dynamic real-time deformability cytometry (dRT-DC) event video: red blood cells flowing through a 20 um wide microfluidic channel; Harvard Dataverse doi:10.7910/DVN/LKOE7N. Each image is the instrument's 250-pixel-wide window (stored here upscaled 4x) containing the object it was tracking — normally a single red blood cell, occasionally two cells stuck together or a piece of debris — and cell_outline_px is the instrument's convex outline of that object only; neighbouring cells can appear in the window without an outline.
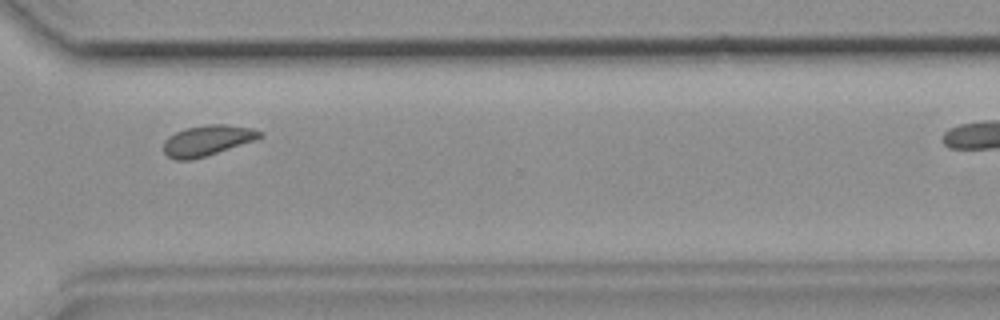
{"species": "common noctule bat (a hibernating species)", "species_latin": "Nyctalus noctula", "temperature_condition": "room temperature", "stored_images_in_passage": 31, "camera_frame_rate_fps": 3000, "um_per_image_px": 0.085, "animal": {"sex": "female", "body_mass_g": 19.9}, "frame": {"image": 1, "passage_image": 27, "time_ms": 8.667, "image_size_px": [1000, 320], "cell_outline_px": [[264, 136], [256, 140], [204, 156], [188, 160], [176, 160], [168, 156], [164, 152], [164, 140], [168, 136], [184, 128], [208, 124], [228, 124], [252, 128], [264, 132]], "centroid_in_image_um": [17.64, 11.92], "position_along_channel_um": 353.0, "area_um2": 17.17}}